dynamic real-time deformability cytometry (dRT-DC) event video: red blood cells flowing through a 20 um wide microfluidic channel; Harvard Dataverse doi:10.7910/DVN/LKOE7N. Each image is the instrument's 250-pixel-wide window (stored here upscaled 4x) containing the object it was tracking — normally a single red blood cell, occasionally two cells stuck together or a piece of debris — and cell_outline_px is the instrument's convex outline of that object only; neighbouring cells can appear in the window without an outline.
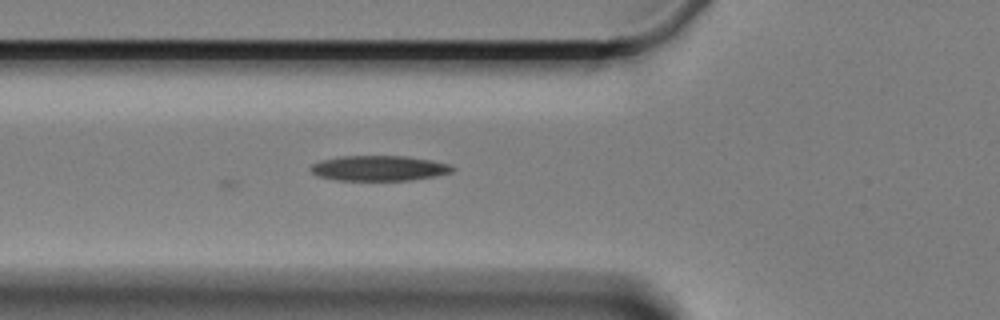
{"species": "Egyptian fruit bat (a non-hibernating species)", "species_latin": "Rousettus aegyptiacus", "temperature_condition": "cold", "stored_images_in_passage": 4, "camera_frame_rate_fps": 3000, "um_per_image_px": 0.085, "animal": {"sex": "female"}, "frame": {"image": 1, "passage_image": 4, "time_ms": 1.0, "image_size_px": [1000, 320], "cell_outline_px": [[456, 168], [452, 172], [436, 176], [412, 180], [336, 180], [316, 176], [308, 168], [312, 164], [324, 160], [344, 156], [408, 156], [432, 160], [448, 164]], "centroid_in_image_um": [32.24, 14.3], "position_along_channel_um": 93.6, "area_um2": 20.87}}